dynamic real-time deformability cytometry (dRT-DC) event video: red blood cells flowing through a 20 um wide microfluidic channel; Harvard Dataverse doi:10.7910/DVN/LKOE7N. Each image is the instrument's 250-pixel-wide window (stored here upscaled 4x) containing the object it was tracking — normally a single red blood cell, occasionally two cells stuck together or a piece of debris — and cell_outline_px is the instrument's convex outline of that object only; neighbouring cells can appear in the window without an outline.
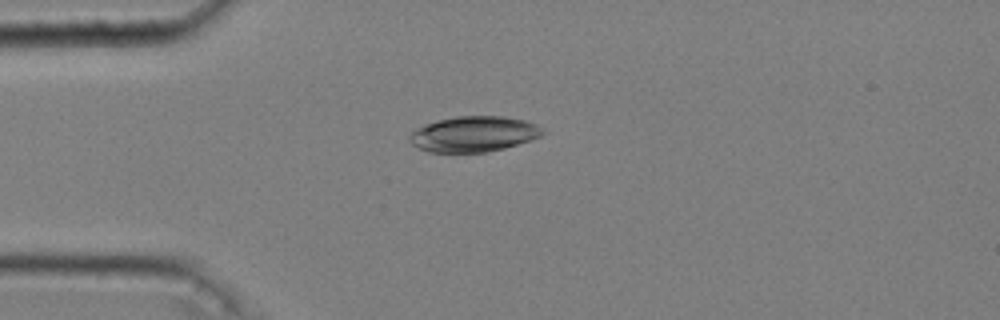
{"species": "common noctule bat (a hibernating species)", "species_latin": "Nyctalus noctula", "temperature_condition": "cold", "stored_images_in_passage": 50, "camera_frame_rate_fps": 3000, "um_per_image_px": 0.085, "animal": {"sex": "male", "body_mass_g": 20.4}, "frame": {"image": 1, "passage_image": 14, "time_ms": 4.333, "image_size_px": [1000, 320], "cell_outline_px": [[548, 132], [532, 140], [504, 148], [488, 152], [428, 152], [412, 144], [408, 136], [416, 128], [424, 124], [436, 120], [456, 116], [504, 116], [524, 120], [536, 124], [544, 128]], "centroid_in_image_um": [40.3, 11.38], "position_along_channel_um": 44.7, "area_um2": 27.8}}
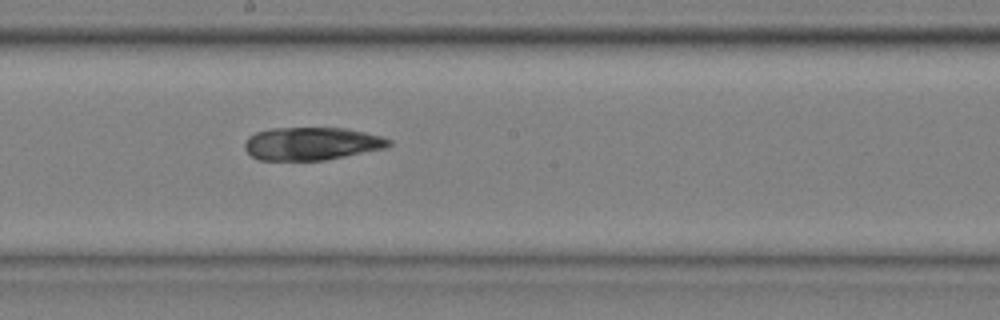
{"frame": {"image": 2, "passage_image": 30, "time_ms": 9.667, "image_size_px": [1000, 320], "cell_outline_px": [[392, 144], [384, 148], [324, 160], [260, 160], [252, 156], [244, 148], [244, 144], [248, 136], [256, 132], [272, 128], [344, 128], [384, 136], [392, 140]], "centroid_in_image_um": [26.49, 12.2], "position_along_channel_um": 221.7, "area_um2": 27.57}}
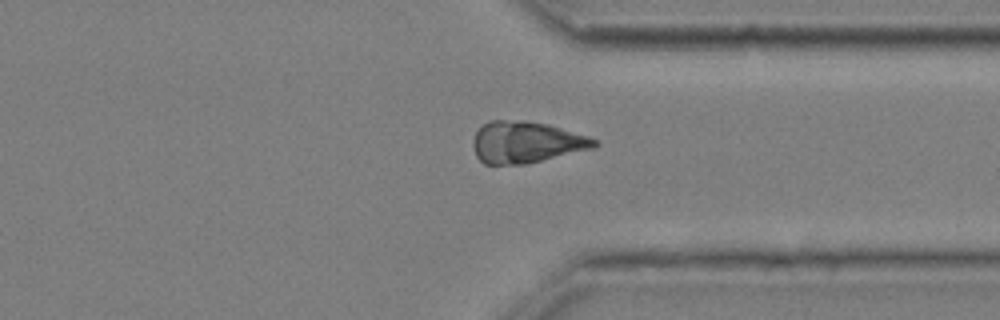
{"frame": {"image": 3, "passage_image": 42, "time_ms": 13.667, "image_size_px": [1000, 320], "cell_outline_px": [[600, 144], [596, 148], [524, 164], [484, 164], [476, 156], [472, 144], [472, 140], [476, 132], [488, 120], [520, 120], [548, 124], [588, 136], [600, 140]], "centroid_in_image_um": [44.75, 12.09], "position_along_channel_um": 366.7, "area_um2": 29.54}, "authors_computed_cell_mechanics": {"area_um2": 28.5532, "velocity_mm_per_s": 3.6255, "shape_relaxation_time_tau1_ms": null, "shape_relaxation_time_tau2_ms": 5.1315, "deformation_change_tau1": null, "deformation_change_tau2": 0.0585}}